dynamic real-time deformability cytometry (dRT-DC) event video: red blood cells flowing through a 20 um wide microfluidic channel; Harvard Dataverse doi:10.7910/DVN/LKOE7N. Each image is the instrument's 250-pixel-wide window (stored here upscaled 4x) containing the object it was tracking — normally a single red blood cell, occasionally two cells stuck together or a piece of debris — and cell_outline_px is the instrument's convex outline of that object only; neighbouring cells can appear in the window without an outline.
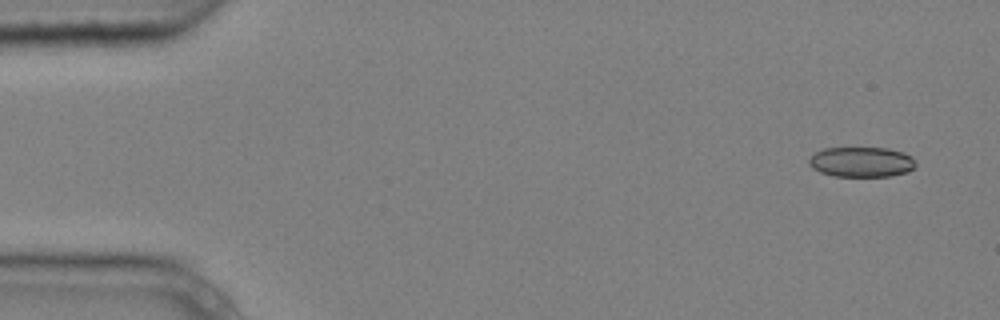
{"species": "common noctule bat (a hibernating species)", "species_latin": "Nyctalus noctula", "temperature_condition": "cold", "stored_images_in_passage": 5, "camera_frame_rate_fps": 3000, "um_per_image_px": 0.085, "animal": {"sex": "male", "body_mass_g": 20.4}, "frame": {"image": 1, "passage_image": 1, "time_ms": 0.0, "image_size_px": [1000, 320], "cell_outline_px": [[916, 168], [908, 172], [892, 176], [832, 176], [820, 172], [812, 168], [808, 164], [808, 160], [816, 152], [824, 148], [888, 148], [904, 152], [912, 156], [916, 164]], "centroid_in_image_um": [73.25, 13.77], "position_along_channel_um": 11.7, "area_um2": 18.96}}
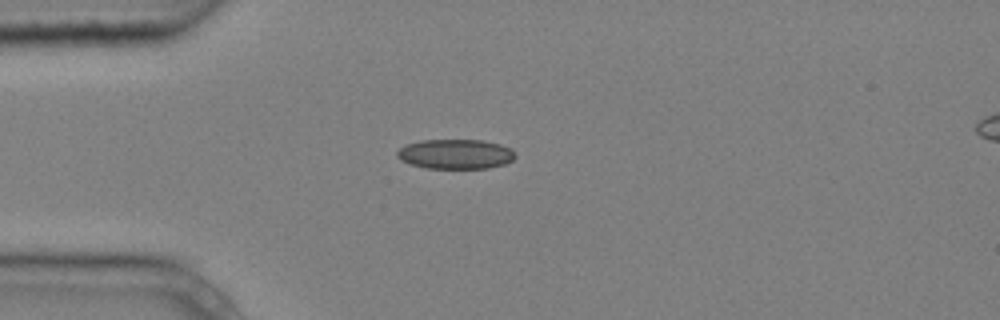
{"frame": {"image": 2, "passage_image": 4, "time_ms": 1.0, "image_size_px": [1000, 320], "cell_outline_px": [[516, 156], [512, 160], [504, 164], [488, 168], [428, 168], [412, 164], [400, 160], [396, 156], [396, 152], [404, 144], [420, 140], [484, 140], [500, 144], [512, 148], [516, 152]], "centroid_in_image_um": [38.73, 13.08], "position_along_channel_um": 46.3, "area_um2": 20.63}}